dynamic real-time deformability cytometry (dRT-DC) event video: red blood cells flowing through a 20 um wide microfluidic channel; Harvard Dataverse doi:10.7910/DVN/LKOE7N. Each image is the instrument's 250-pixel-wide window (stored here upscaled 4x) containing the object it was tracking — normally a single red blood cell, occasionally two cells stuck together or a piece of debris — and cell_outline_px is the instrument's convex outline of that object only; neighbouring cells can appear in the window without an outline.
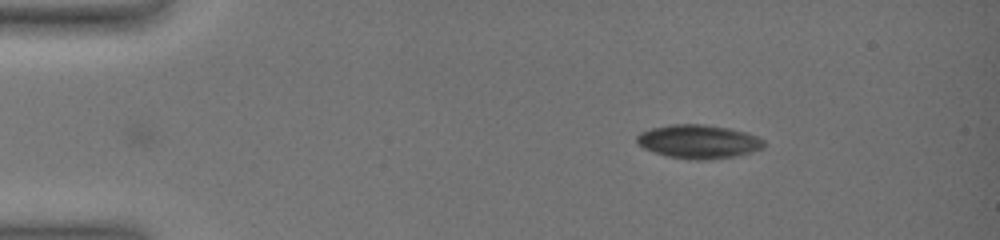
{"species": "common noctule bat (a hibernating species)", "species_latin": "Nyctalus noctula", "temperature_condition": "warm", "stored_images_in_passage": 2, "camera_frame_rate_fps": 3000, "um_per_image_px": 0.085, "animal": {"sex": "female", "body_mass_g": 19.0, "forearm_length_mm": 51.5}, "frame": {"image": 1, "passage_image": 1, "time_ms": 0.0, "image_size_px": [1000, 240], "cell_outline_px": [[764, 148], [752, 152], [736, 156], [704, 160], [688, 160], [668, 156], [644, 148], [636, 144], [636, 136], [640, 132], [652, 128], [672, 124], [704, 124], [728, 128], [748, 132], [764, 140]], "centroid_in_image_um": [59.38, 12.03], "position_along_channel_um": 25.6, "area_um2": 25.09}}